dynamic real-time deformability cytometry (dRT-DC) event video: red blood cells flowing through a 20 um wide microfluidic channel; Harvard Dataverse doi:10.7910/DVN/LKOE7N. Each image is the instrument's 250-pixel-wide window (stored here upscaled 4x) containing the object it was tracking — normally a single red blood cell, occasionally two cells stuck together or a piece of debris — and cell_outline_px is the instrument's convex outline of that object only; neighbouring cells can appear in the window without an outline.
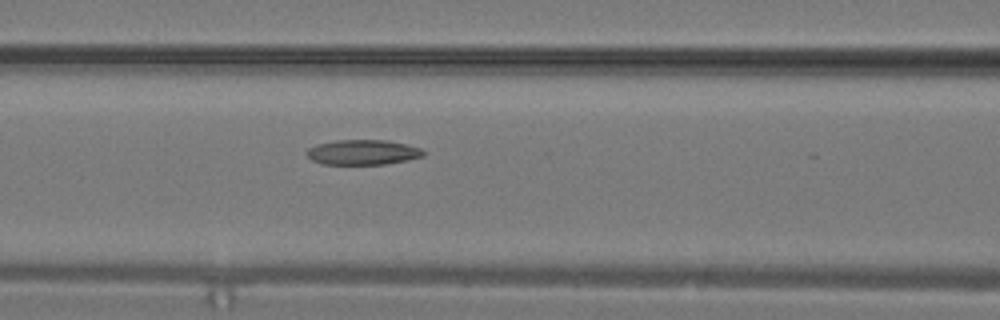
{"species": "common noctule bat (a hibernating species)", "species_latin": "Nyctalus noctula", "temperature_condition": "warm", "stored_images_in_passage": 16, "camera_frame_rate_fps": 3000, "um_per_image_px": 0.085, "animal": {"sex": "male", "body_mass_g": 19.2, "forearm_length_mm": 51.8}, "frame": {"image": 1, "passage_image": 14, "time_ms": 4.333, "image_size_px": [1000, 320], "cell_outline_px": [[424, 156], [408, 160], [384, 164], [320, 164], [312, 160], [304, 152], [308, 148], [316, 144], [336, 140], [388, 140], [420, 148], [424, 152]], "centroid_in_image_um": [30.8, 12.94], "position_along_channel_um": 135.8, "area_um2": 17.05}}
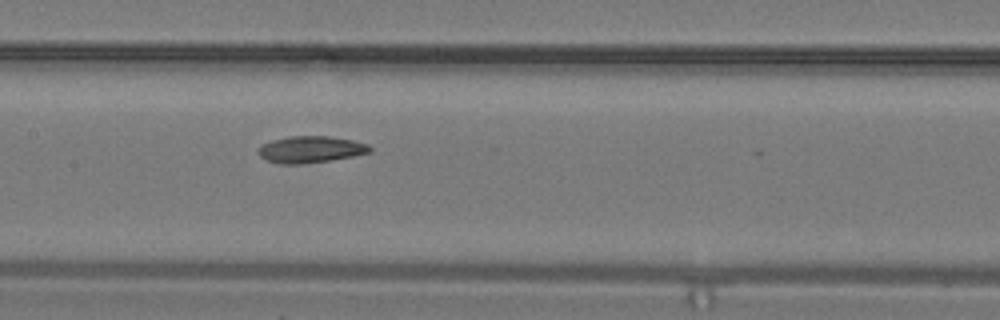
{"frame": {"image": 2, "passage_image": 16, "time_ms": 5.0, "image_size_px": [1000, 320], "cell_outline_px": [[372, 152], [352, 156], [328, 160], [300, 164], [284, 164], [268, 160], [260, 156], [256, 152], [256, 148], [260, 144], [272, 140], [288, 136], [332, 136], [352, 140], [368, 144], [372, 148]], "centroid_in_image_um": [26.37, 12.68], "position_along_channel_um": 181.0, "area_um2": 17.4}}